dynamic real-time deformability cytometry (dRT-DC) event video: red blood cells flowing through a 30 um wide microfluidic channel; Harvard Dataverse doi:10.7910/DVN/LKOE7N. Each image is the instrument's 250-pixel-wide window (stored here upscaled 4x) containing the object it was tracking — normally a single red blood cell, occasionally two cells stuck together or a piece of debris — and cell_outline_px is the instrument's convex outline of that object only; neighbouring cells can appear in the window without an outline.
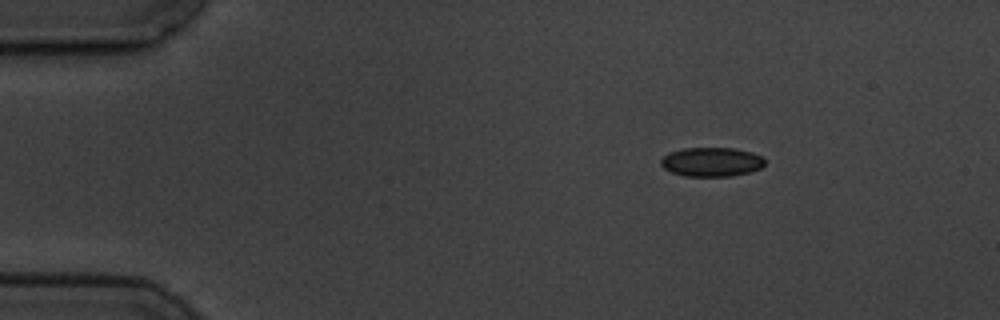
{"species": "common noctule bat (a hibernating species)", "species_latin": "Nyctalus noctula", "temperature_condition": "cold", "stored_images_in_passage": 4, "camera_frame_rate_fps": 3000, "um_per_image_px": 0.085, "animal": {"sex": "male", "body_mass_g": 19.5, "forearm_length_mm": 54.6}, "frame": {"image": 1, "passage_image": 2, "time_ms": 1.333, "image_size_px": [1000, 320], "cell_outline_px": [[764, 164], [760, 168], [752, 172], [732, 176], [684, 176], [672, 172], [664, 168], [660, 164], [660, 160], [668, 152], [684, 148], [736, 148], [752, 152], [764, 156]], "centroid_in_image_um": [60.5, 13.76], "position_along_channel_um": 24.5, "area_um2": 17.86}}
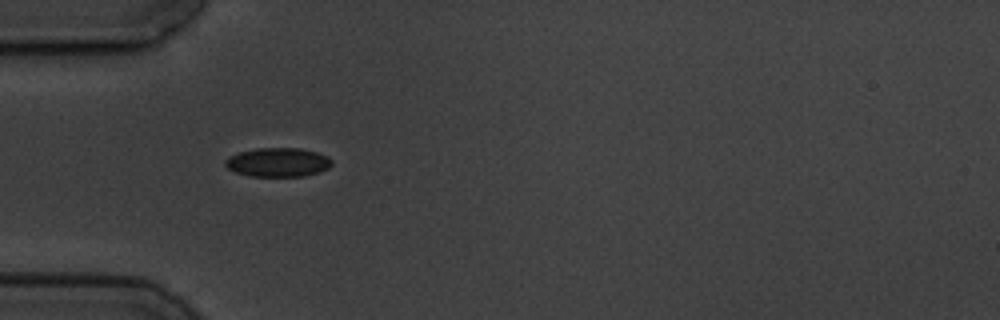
{"frame": {"image": 2, "passage_image": 4, "time_ms": 4.333, "image_size_px": [1000, 320], "cell_outline_px": [[332, 164], [328, 168], [320, 172], [304, 176], [248, 176], [236, 172], [228, 168], [224, 164], [224, 160], [228, 156], [240, 152], [256, 148], [300, 148], [316, 152], [328, 156], [332, 160]], "centroid_in_image_um": [23.62, 13.79], "position_along_channel_um": 61.4, "area_um2": 18.09}}